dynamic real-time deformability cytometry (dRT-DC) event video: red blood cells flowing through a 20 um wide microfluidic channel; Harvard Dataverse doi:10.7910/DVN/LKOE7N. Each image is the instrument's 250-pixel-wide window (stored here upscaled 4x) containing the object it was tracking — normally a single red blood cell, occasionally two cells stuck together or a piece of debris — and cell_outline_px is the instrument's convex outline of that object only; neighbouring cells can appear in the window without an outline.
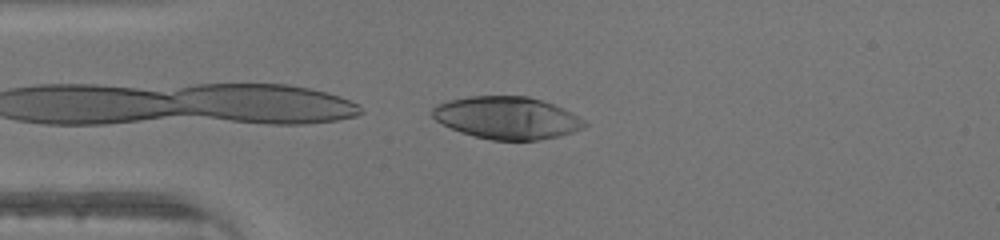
{"species": "human", "species_latin": "Homo sapiens", "temperature_condition": "warm", "stored_images_in_passage": 11, "camera_frame_rate_fps": 3000, "um_per_image_px": 0.085, "donor": {"sex": "male"}, "frame": {"image": 1, "passage_image": 11, "time_ms": 3.333, "image_size_px": [1000, 240], "cell_outline_px": [[588, 124], [584, 128], [560, 136], [536, 140], [492, 140], [472, 136], [460, 132], [436, 120], [432, 116], [432, 108], [448, 100], [468, 96], [528, 96], [552, 104], [584, 120]], "centroid_in_image_um": [43.07, 10.02], "position_along_channel_um": 41.9, "area_um2": 37.22}}